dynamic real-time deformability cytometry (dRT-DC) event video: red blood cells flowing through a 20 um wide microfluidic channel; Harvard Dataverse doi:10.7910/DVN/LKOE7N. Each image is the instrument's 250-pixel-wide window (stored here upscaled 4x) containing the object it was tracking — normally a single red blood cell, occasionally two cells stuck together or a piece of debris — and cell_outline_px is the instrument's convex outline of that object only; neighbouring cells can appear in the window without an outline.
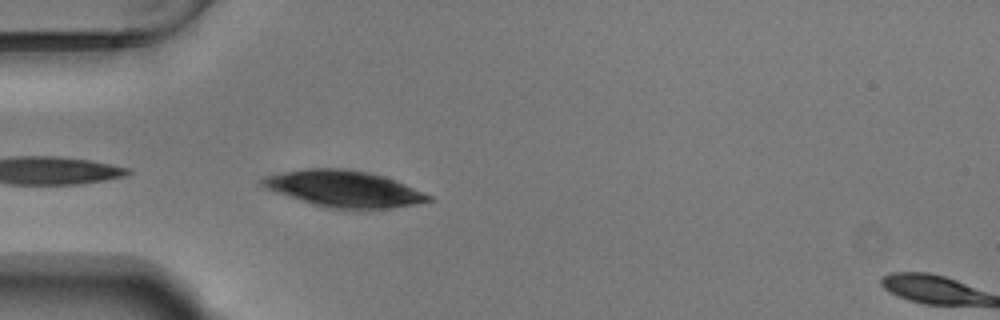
{"species": "Egyptian fruit bat (a non-hibernating species)", "species_latin": "Rousettus aegyptiacus", "temperature_condition": "warm", "stored_images_in_passage": 2, "camera_frame_rate_fps": 3000, "um_per_image_px": 0.085, "animal": {"sex": "male"}, "frame": {"image": 1, "passage_image": 1, "time_ms": 0.0, "image_size_px": [1000, 320], "cell_outline_px": [[436, 200], [392, 208], [364, 212], [344, 212], [324, 208], [264, 188], [260, 184], [260, 180], [264, 176], [308, 168], [344, 168], [368, 172], [384, 176], [404, 184], [432, 196]], "centroid_in_image_um": [29.26, 16.11], "position_along_channel_um": 55.7, "area_um2": 36.24}}